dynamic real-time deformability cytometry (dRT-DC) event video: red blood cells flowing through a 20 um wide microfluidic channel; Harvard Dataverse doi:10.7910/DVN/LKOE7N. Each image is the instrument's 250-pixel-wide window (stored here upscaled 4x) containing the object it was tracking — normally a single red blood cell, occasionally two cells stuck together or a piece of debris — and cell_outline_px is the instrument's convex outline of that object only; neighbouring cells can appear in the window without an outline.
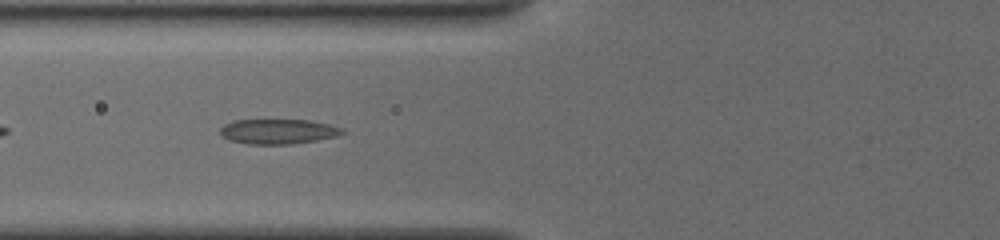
{"species": "common noctule bat (a hibernating species)", "species_latin": "Nyctalus noctula", "temperature_condition": "cold", "stored_images_in_passage": 32, "camera_frame_rate_fps": 3000, "um_per_image_px": 0.085, "animal": {"sex": "female", "body_mass_g": 19.5, "forearm_length_mm": 54.1}, "frame": {"image": 1, "passage_image": 5, "time_ms": 1.333, "image_size_px": [1000, 240], "cell_outline_px": [[344, 132], [336, 136], [316, 140], [292, 144], [248, 144], [228, 140], [220, 136], [220, 128], [224, 124], [232, 120], [312, 120], [332, 124], [344, 128]], "centroid_in_image_um": [23.62, 11.17], "position_along_channel_um": 102.2, "area_um2": 17.98}}
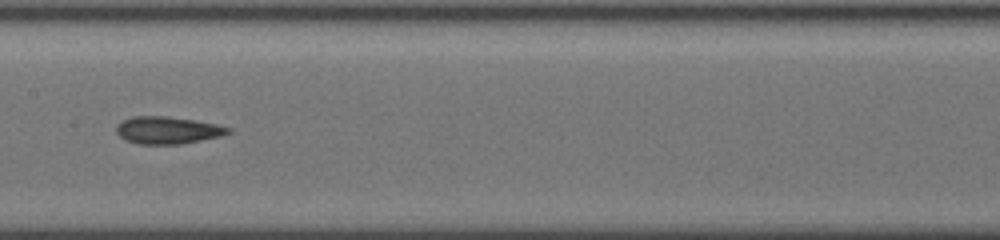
{"frame": {"image": 2, "passage_image": 12, "time_ms": 3.667, "image_size_px": [1000, 240], "cell_outline_px": [[232, 132], [220, 136], [180, 144], [140, 144], [124, 140], [116, 132], [116, 124], [132, 116], [168, 116], [196, 120], [216, 124], [232, 128]], "centroid_in_image_um": [14.24, 11.06], "position_along_channel_um": 193.2, "area_um2": 17.86}}
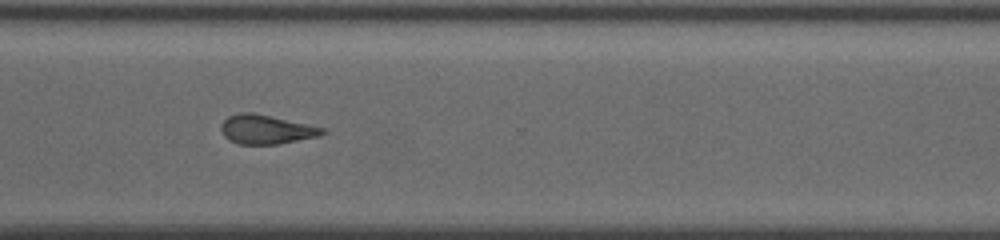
{"frame": {"image": 3, "passage_image": 31, "time_ms": 7.667, "image_size_px": [1000, 240], "cell_outline_px": [[324, 132], [320, 136], [276, 144], [240, 144], [228, 140], [224, 136], [220, 128], [220, 124], [228, 116], [240, 112], [252, 112], [324, 128]], "centroid_in_image_um": [22.56, 11.0], "position_along_channel_um": 348.0, "area_um2": 16.99}}